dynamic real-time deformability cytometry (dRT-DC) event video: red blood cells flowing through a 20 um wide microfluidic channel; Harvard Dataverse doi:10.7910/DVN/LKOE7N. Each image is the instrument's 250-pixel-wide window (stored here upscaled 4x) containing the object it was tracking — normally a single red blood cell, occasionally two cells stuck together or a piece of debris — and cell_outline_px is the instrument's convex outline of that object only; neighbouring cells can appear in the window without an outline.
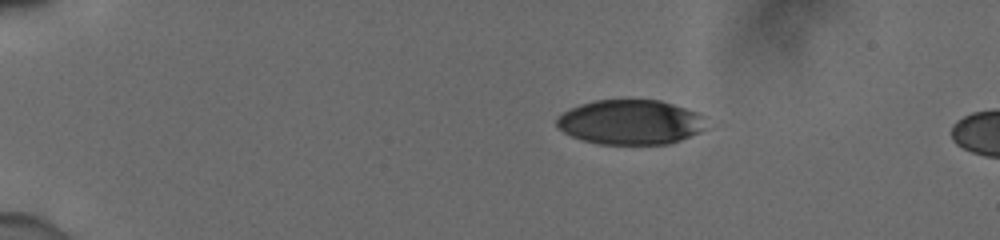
{"species": "human", "species_latin": "Homo sapiens", "temperature_condition": "cold", "stored_images_in_passage": 6, "camera_frame_rate_fps": 3000, "um_per_image_px": 0.085, "donor": {"sex": "male"}, "frame": {"image": 1, "passage_image": 1, "time_ms": 0.0, "image_size_px": [1000, 240], "cell_outline_px": [[704, 128], [700, 132], [680, 140], [668, 144], [600, 144], [580, 140], [564, 132], [556, 124], [556, 120], [564, 112], [580, 104], [592, 100], [660, 100], [696, 112], [700, 116]], "centroid_in_image_um": [53.54, 10.39], "position_along_channel_um": 31.5, "area_um2": 38.55}}